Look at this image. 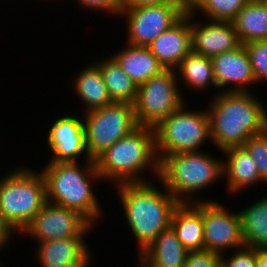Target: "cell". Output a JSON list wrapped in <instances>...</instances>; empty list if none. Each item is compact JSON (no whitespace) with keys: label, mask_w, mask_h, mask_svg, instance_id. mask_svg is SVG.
Returning a JSON list of instances; mask_svg holds the SVG:
<instances>
[{"label":"cell","mask_w":267,"mask_h":267,"mask_svg":"<svg viewBox=\"0 0 267 267\" xmlns=\"http://www.w3.org/2000/svg\"><path fill=\"white\" fill-rule=\"evenodd\" d=\"M232 252L231 257L221 255V267H256V248L243 246Z\"/></svg>","instance_id":"f546056e"},{"label":"cell","mask_w":267,"mask_h":267,"mask_svg":"<svg viewBox=\"0 0 267 267\" xmlns=\"http://www.w3.org/2000/svg\"><path fill=\"white\" fill-rule=\"evenodd\" d=\"M256 267H267V248H256Z\"/></svg>","instance_id":"e575fe53"},{"label":"cell","mask_w":267,"mask_h":267,"mask_svg":"<svg viewBox=\"0 0 267 267\" xmlns=\"http://www.w3.org/2000/svg\"><path fill=\"white\" fill-rule=\"evenodd\" d=\"M85 237L54 239L39 242L38 264L41 267H89L91 249Z\"/></svg>","instance_id":"2e32d148"},{"label":"cell","mask_w":267,"mask_h":267,"mask_svg":"<svg viewBox=\"0 0 267 267\" xmlns=\"http://www.w3.org/2000/svg\"><path fill=\"white\" fill-rule=\"evenodd\" d=\"M12 233V234H11ZM14 232L5 224V222L0 217V250L6 247V244H10L11 238L13 240ZM10 239V241H9Z\"/></svg>","instance_id":"836d02e7"},{"label":"cell","mask_w":267,"mask_h":267,"mask_svg":"<svg viewBox=\"0 0 267 267\" xmlns=\"http://www.w3.org/2000/svg\"><path fill=\"white\" fill-rule=\"evenodd\" d=\"M167 2H178L177 0H122V8H136L151 5H160Z\"/></svg>","instance_id":"d6a6232c"},{"label":"cell","mask_w":267,"mask_h":267,"mask_svg":"<svg viewBox=\"0 0 267 267\" xmlns=\"http://www.w3.org/2000/svg\"><path fill=\"white\" fill-rule=\"evenodd\" d=\"M250 0H202L192 11L205 16V20L231 22Z\"/></svg>","instance_id":"4316f807"},{"label":"cell","mask_w":267,"mask_h":267,"mask_svg":"<svg viewBox=\"0 0 267 267\" xmlns=\"http://www.w3.org/2000/svg\"><path fill=\"white\" fill-rule=\"evenodd\" d=\"M178 81L180 80L190 87L202 92L210 86L217 88L214 78L211 57L202 56L192 51L186 55L175 69ZM180 78V79H179Z\"/></svg>","instance_id":"484cf974"},{"label":"cell","mask_w":267,"mask_h":267,"mask_svg":"<svg viewBox=\"0 0 267 267\" xmlns=\"http://www.w3.org/2000/svg\"><path fill=\"white\" fill-rule=\"evenodd\" d=\"M111 57L137 86L165 70L146 46H135L126 43L123 49L111 55Z\"/></svg>","instance_id":"44dd1931"},{"label":"cell","mask_w":267,"mask_h":267,"mask_svg":"<svg viewBox=\"0 0 267 267\" xmlns=\"http://www.w3.org/2000/svg\"><path fill=\"white\" fill-rule=\"evenodd\" d=\"M188 250L171 227L162 231L138 257L140 267H183Z\"/></svg>","instance_id":"ac0fdd59"},{"label":"cell","mask_w":267,"mask_h":267,"mask_svg":"<svg viewBox=\"0 0 267 267\" xmlns=\"http://www.w3.org/2000/svg\"><path fill=\"white\" fill-rule=\"evenodd\" d=\"M218 200L201 199L204 250L219 255L244 245L239 212H230Z\"/></svg>","instance_id":"7c38bea8"},{"label":"cell","mask_w":267,"mask_h":267,"mask_svg":"<svg viewBox=\"0 0 267 267\" xmlns=\"http://www.w3.org/2000/svg\"><path fill=\"white\" fill-rule=\"evenodd\" d=\"M252 66L256 84L267 81V40L251 41L243 44Z\"/></svg>","instance_id":"f1b7e54d"},{"label":"cell","mask_w":267,"mask_h":267,"mask_svg":"<svg viewBox=\"0 0 267 267\" xmlns=\"http://www.w3.org/2000/svg\"><path fill=\"white\" fill-rule=\"evenodd\" d=\"M238 212L244 245L267 248V195Z\"/></svg>","instance_id":"cb8c5ba5"},{"label":"cell","mask_w":267,"mask_h":267,"mask_svg":"<svg viewBox=\"0 0 267 267\" xmlns=\"http://www.w3.org/2000/svg\"><path fill=\"white\" fill-rule=\"evenodd\" d=\"M177 77L174 69H165L138 86L133 104L138 126L154 128L186 103Z\"/></svg>","instance_id":"ba28073f"},{"label":"cell","mask_w":267,"mask_h":267,"mask_svg":"<svg viewBox=\"0 0 267 267\" xmlns=\"http://www.w3.org/2000/svg\"><path fill=\"white\" fill-rule=\"evenodd\" d=\"M186 108L184 103L154 127L158 160L169 154L202 151L201 146L212 141L207 109L192 111Z\"/></svg>","instance_id":"52a82bcc"},{"label":"cell","mask_w":267,"mask_h":267,"mask_svg":"<svg viewBox=\"0 0 267 267\" xmlns=\"http://www.w3.org/2000/svg\"><path fill=\"white\" fill-rule=\"evenodd\" d=\"M48 162L41 171L45 181L46 201L75 210L92 225L104 214L93 191V183L101 180L94 160ZM83 165V166H82ZM95 221V222H94Z\"/></svg>","instance_id":"3957f363"},{"label":"cell","mask_w":267,"mask_h":267,"mask_svg":"<svg viewBox=\"0 0 267 267\" xmlns=\"http://www.w3.org/2000/svg\"><path fill=\"white\" fill-rule=\"evenodd\" d=\"M18 168L0 178V217L19 234L46 203V191L41 172Z\"/></svg>","instance_id":"8992f818"},{"label":"cell","mask_w":267,"mask_h":267,"mask_svg":"<svg viewBox=\"0 0 267 267\" xmlns=\"http://www.w3.org/2000/svg\"><path fill=\"white\" fill-rule=\"evenodd\" d=\"M223 177V159L205 151L169 154L159 160L158 181L179 203L200 201L195 199L197 192Z\"/></svg>","instance_id":"5b68a950"},{"label":"cell","mask_w":267,"mask_h":267,"mask_svg":"<svg viewBox=\"0 0 267 267\" xmlns=\"http://www.w3.org/2000/svg\"><path fill=\"white\" fill-rule=\"evenodd\" d=\"M211 99V144L219 151L243 147L248 138L267 129V108L253 92H219Z\"/></svg>","instance_id":"6da1fadb"},{"label":"cell","mask_w":267,"mask_h":267,"mask_svg":"<svg viewBox=\"0 0 267 267\" xmlns=\"http://www.w3.org/2000/svg\"><path fill=\"white\" fill-rule=\"evenodd\" d=\"M82 8L89 9L90 12L102 11L106 14L118 15L121 13L122 0H76Z\"/></svg>","instance_id":"1f68e13d"},{"label":"cell","mask_w":267,"mask_h":267,"mask_svg":"<svg viewBox=\"0 0 267 267\" xmlns=\"http://www.w3.org/2000/svg\"><path fill=\"white\" fill-rule=\"evenodd\" d=\"M183 267H221V255L209 250L191 251Z\"/></svg>","instance_id":"4dcf8cb0"},{"label":"cell","mask_w":267,"mask_h":267,"mask_svg":"<svg viewBox=\"0 0 267 267\" xmlns=\"http://www.w3.org/2000/svg\"><path fill=\"white\" fill-rule=\"evenodd\" d=\"M94 161L102 181H111L114 185L148 182L149 178L145 179L143 172L150 167L158 179L159 160L155 149L154 128L138 126Z\"/></svg>","instance_id":"277c9868"},{"label":"cell","mask_w":267,"mask_h":267,"mask_svg":"<svg viewBox=\"0 0 267 267\" xmlns=\"http://www.w3.org/2000/svg\"><path fill=\"white\" fill-rule=\"evenodd\" d=\"M100 68L103 81L112 102L134 104L137 97V84L124 72L117 62L109 56L94 61Z\"/></svg>","instance_id":"d4e9b609"},{"label":"cell","mask_w":267,"mask_h":267,"mask_svg":"<svg viewBox=\"0 0 267 267\" xmlns=\"http://www.w3.org/2000/svg\"><path fill=\"white\" fill-rule=\"evenodd\" d=\"M258 1H261V2H266V3H267V0H258Z\"/></svg>","instance_id":"8d00e7d4"},{"label":"cell","mask_w":267,"mask_h":267,"mask_svg":"<svg viewBox=\"0 0 267 267\" xmlns=\"http://www.w3.org/2000/svg\"><path fill=\"white\" fill-rule=\"evenodd\" d=\"M186 13L178 2L122 8L119 16L125 18L124 21H126L128 33L126 43L147 47L165 30L176 24Z\"/></svg>","instance_id":"30bf717a"},{"label":"cell","mask_w":267,"mask_h":267,"mask_svg":"<svg viewBox=\"0 0 267 267\" xmlns=\"http://www.w3.org/2000/svg\"><path fill=\"white\" fill-rule=\"evenodd\" d=\"M231 22L241 44L267 40V3L250 0Z\"/></svg>","instance_id":"603a6c76"},{"label":"cell","mask_w":267,"mask_h":267,"mask_svg":"<svg viewBox=\"0 0 267 267\" xmlns=\"http://www.w3.org/2000/svg\"><path fill=\"white\" fill-rule=\"evenodd\" d=\"M114 186L140 254L162 231L170 227L173 210L179 202L164 186L161 191L149 181Z\"/></svg>","instance_id":"7a4b0ae2"},{"label":"cell","mask_w":267,"mask_h":267,"mask_svg":"<svg viewBox=\"0 0 267 267\" xmlns=\"http://www.w3.org/2000/svg\"><path fill=\"white\" fill-rule=\"evenodd\" d=\"M84 113L86 150L91 160L138 127L133 104L113 102Z\"/></svg>","instance_id":"9c48e42d"},{"label":"cell","mask_w":267,"mask_h":267,"mask_svg":"<svg viewBox=\"0 0 267 267\" xmlns=\"http://www.w3.org/2000/svg\"><path fill=\"white\" fill-rule=\"evenodd\" d=\"M50 127L47 143L53 156L48 162H79L78 159L82 155L84 161L91 160L86 150L83 118H77L75 115L62 116Z\"/></svg>","instance_id":"4fadbf2b"},{"label":"cell","mask_w":267,"mask_h":267,"mask_svg":"<svg viewBox=\"0 0 267 267\" xmlns=\"http://www.w3.org/2000/svg\"><path fill=\"white\" fill-rule=\"evenodd\" d=\"M243 147L249 152L257 165L260 180L267 183V129L246 140Z\"/></svg>","instance_id":"83f0119b"},{"label":"cell","mask_w":267,"mask_h":267,"mask_svg":"<svg viewBox=\"0 0 267 267\" xmlns=\"http://www.w3.org/2000/svg\"><path fill=\"white\" fill-rule=\"evenodd\" d=\"M196 15L190 12L191 51L195 54L213 57L238 48L241 43L232 22L205 20L193 21ZM203 23V24H201Z\"/></svg>","instance_id":"9a60e30c"},{"label":"cell","mask_w":267,"mask_h":267,"mask_svg":"<svg viewBox=\"0 0 267 267\" xmlns=\"http://www.w3.org/2000/svg\"><path fill=\"white\" fill-rule=\"evenodd\" d=\"M179 5L186 11L192 12L202 0H177Z\"/></svg>","instance_id":"d590c367"},{"label":"cell","mask_w":267,"mask_h":267,"mask_svg":"<svg viewBox=\"0 0 267 267\" xmlns=\"http://www.w3.org/2000/svg\"><path fill=\"white\" fill-rule=\"evenodd\" d=\"M164 69H176L191 52L190 12L148 46Z\"/></svg>","instance_id":"e0dca14e"},{"label":"cell","mask_w":267,"mask_h":267,"mask_svg":"<svg viewBox=\"0 0 267 267\" xmlns=\"http://www.w3.org/2000/svg\"><path fill=\"white\" fill-rule=\"evenodd\" d=\"M211 60L218 93L251 92L248 88L256 83V79L243 44L235 50L217 54Z\"/></svg>","instance_id":"5bb4252c"},{"label":"cell","mask_w":267,"mask_h":267,"mask_svg":"<svg viewBox=\"0 0 267 267\" xmlns=\"http://www.w3.org/2000/svg\"><path fill=\"white\" fill-rule=\"evenodd\" d=\"M76 97L84 103L83 112L112 104L99 66L87 64L71 81Z\"/></svg>","instance_id":"7402d4cb"},{"label":"cell","mask_w":267,"mask_h":267,"mask_svg":"<svg viewBox=\"0 0 267 267\" xmlns=\"http://www.w3.org/2000/svg\"><path fill=\"white\" fill-rule=\"evenodd\" d=\"M93 225L79 212L46 201L21 232L43 242L54 239L86 237Z\"/></svg>","instance_id":"8fae6325"},{"label":"cell","mask_w":267,"mask_h":267,"mask_svg":"<svg viewBox=\"0 0 267 267\" xmlns=\"http://www.w3.org/2000/svg\"><path fill=\"white\" fill-rule=\"evenodd\" d=\"M170 227L189 252L204 250L201 200L179 203L173 210Z\"/></svg>","instance_id":"ffe728a7"},{"label":"cell","mask_w":267,"mask_h":267,"mask_svg":"<svg viewBox=\"0 0 267 267\" xmlns=\"http://www.w3.org/2000/svg\"><path fill=\"white\" fill-rule=\"evenodd\" d=\"M223 152L227 158V161L223 160V176L227 181V190L231 194H239L246 188L256 186L257 183L263 184L256 162L244 147H232Z\"/></svg>","instance_id":"d6986e66"}]
</instances>
